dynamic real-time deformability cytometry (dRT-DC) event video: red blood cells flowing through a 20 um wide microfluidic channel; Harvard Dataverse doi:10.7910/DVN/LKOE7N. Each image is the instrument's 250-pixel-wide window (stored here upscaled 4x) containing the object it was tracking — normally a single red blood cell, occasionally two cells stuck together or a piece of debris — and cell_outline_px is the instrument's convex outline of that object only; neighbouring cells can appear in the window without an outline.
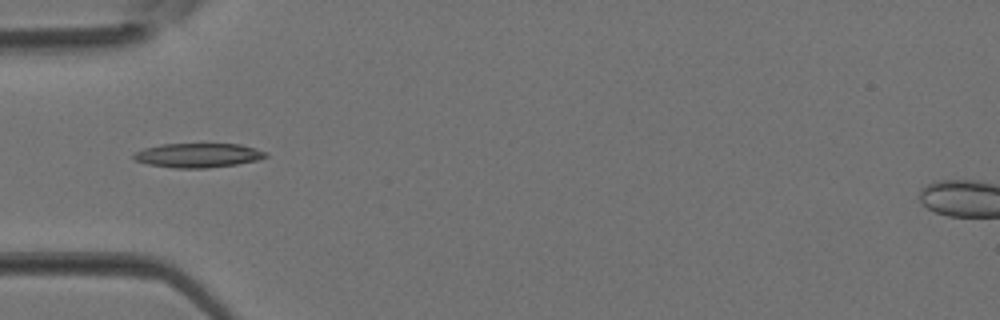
{"species": "Egyptian fruit bat (a non-hibernating species)", "species_latin": "Rousettus aegyptiacus", "temperature_condition": "room temperature", "stored_images_in_passage": 27, "camera_frame_rate_fps": 3000, "um_per_image_px": 0.085, "animal": {"sex": "female"}, "frame": {"image": 1, "passage_image": 1, "time_ms": 0.0, "image_size_px": [1000, 320], "cell_outline_px": [[268, 156], [256, 160], [236, 164], [208, 168], [172, 168], [148, 164], [136, 160], [132, 156], [136, 152], [144, 148], [160, 144], [240, 144], [256, 148], [268, 152]], "centroid_in_image_um": [16.85, 13.2], "position_along_channel_um": 68.2, "area_um2": 18.67}}
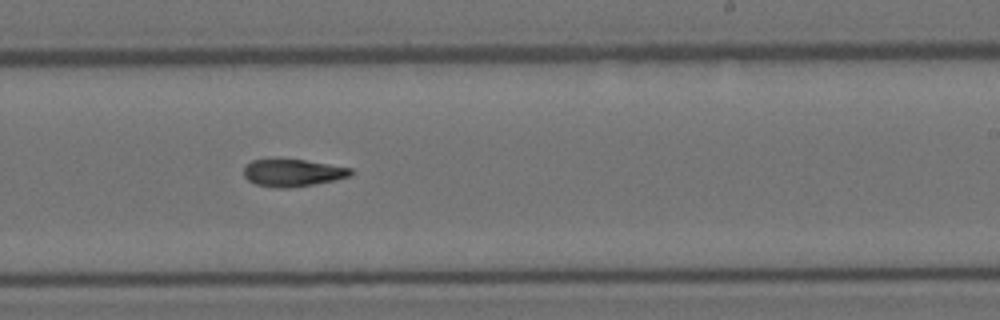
{"frame": {"image": 2, "passage_image": 12, "time_ms": 3.667, "image_size_px": [1000, 320], "cell_outline_px": [[352, 176], [336, 180], [288, 188], [276, 188], [256, 184], [248, 180], [244, 176], [244, 164], [252, 160], [304, 160], [352, 168]], "centroid_in_image_um": [24.88, 14.69], "position_along_channel_um": 264.1, "area_um2": 16.88}}
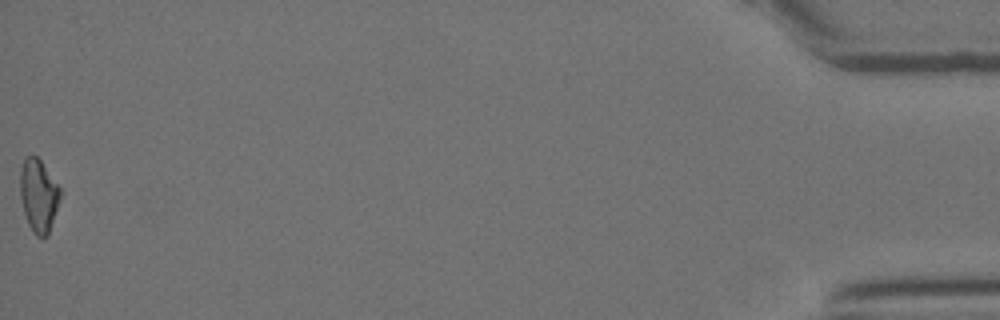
{"frame": {"image": 3, "passage_image": 27, "time_ms": 8.667, "image_size_px": [1000, 320], "cell_outline_px": [[60, 196], [48, 236], [36, 236], [32, 232], [28, 224], [24, 212], [20, 196], [20, 168], [24, 160], [28, 156], [36, 156], [40, 160], [60, 188]], "centroid_in_image_um": [3.26, 16.63], "position_along_channel_um": 431.9, "area_um2": 16.7}}